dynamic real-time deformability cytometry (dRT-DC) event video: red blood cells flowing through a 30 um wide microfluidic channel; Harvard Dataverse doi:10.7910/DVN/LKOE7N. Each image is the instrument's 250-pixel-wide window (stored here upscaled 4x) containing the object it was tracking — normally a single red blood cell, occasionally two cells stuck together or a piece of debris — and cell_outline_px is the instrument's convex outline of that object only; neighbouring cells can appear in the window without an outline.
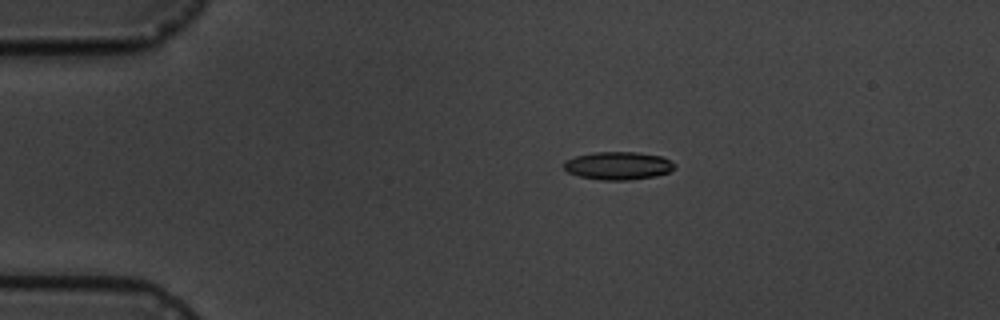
{"species": "common noctule bat (a hibernating species)", "species_latin": "Nyctalus noctula", "temperature_condition": "cold", "stored_images_in_passage": 9, "camera_frame_rate_fps": 3000, "um_per_image_px": 0.085, "animal": {"sex": "male", "body_mass_g": 19.5, "forearm_length_mm": 54.6}, "frame": {"image": 1, "passage_image": 3, "time_ms": 3.333, "image_size_px": [1000, 320], "cell_outline_px": [[676, 168], [668, 172], [656, 176], [628, 180], [600, 180], [580, 176], [568, 172], [564, 168], [564, 160], [576, 156], [592, 152], [636, 152], [660, 156], [676, 164]], "centroid_in_image_um": [52.53, 14.08], "position_along_channel_um": 32.5, "area_um2": 18.03}}
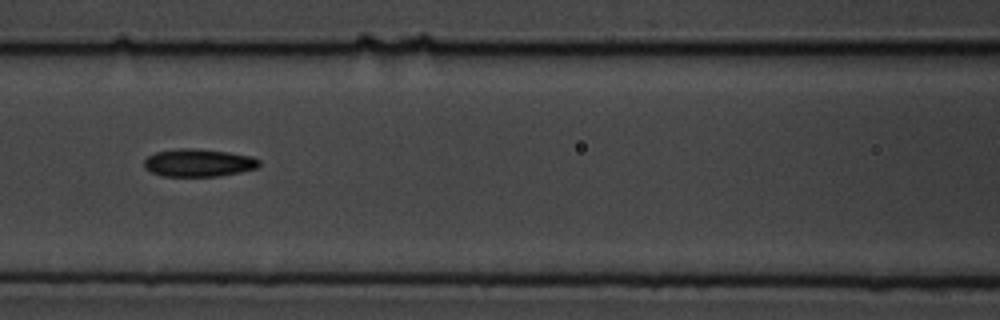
{"frame": {"image": 2, "passage_image": 7, "time_ms": 8.0, "image_size_px": [1000, 320], "cell_outline_px": [[260, 164], [256, 168], [240, 172], [220, 176], [160, 176], [144, 168], [144, 160], [148, 156], [156, 152], [180, 148], [192, 148], [228, 152], [252, 156], [260, 160]], "centroid_in_image_um": [16.87, 13.84], "position_along_channel_um": 149.7, "area_um2": 18.61}}
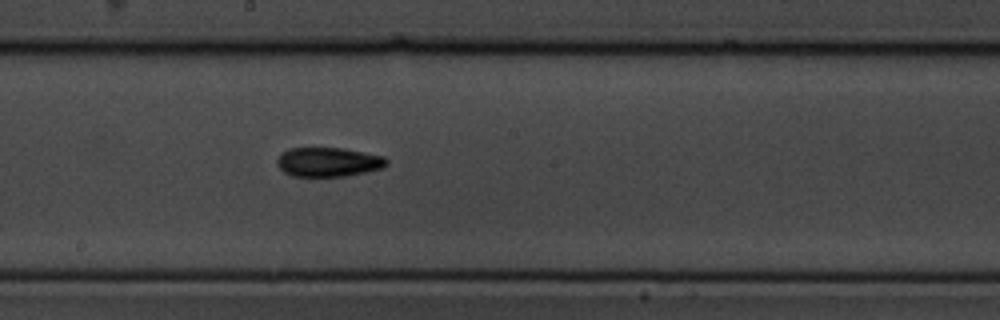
{"frame": {"image": 3, "passage_image": 9, "time_ms": 10.0, "image_size_px": [1000, 320], "cell_outline_px": [[388, 164], [384, 168], [368, 172], [344, 176], [292, 176], [284, 172], [276, 164], [276, 160], [288, 148], [344, 148], [384, 156], [388, 160]], "centroid_in_image_um": [27.95, 13.77], "position_along_channel_um": 220.3, "area_um2": 18.79}}